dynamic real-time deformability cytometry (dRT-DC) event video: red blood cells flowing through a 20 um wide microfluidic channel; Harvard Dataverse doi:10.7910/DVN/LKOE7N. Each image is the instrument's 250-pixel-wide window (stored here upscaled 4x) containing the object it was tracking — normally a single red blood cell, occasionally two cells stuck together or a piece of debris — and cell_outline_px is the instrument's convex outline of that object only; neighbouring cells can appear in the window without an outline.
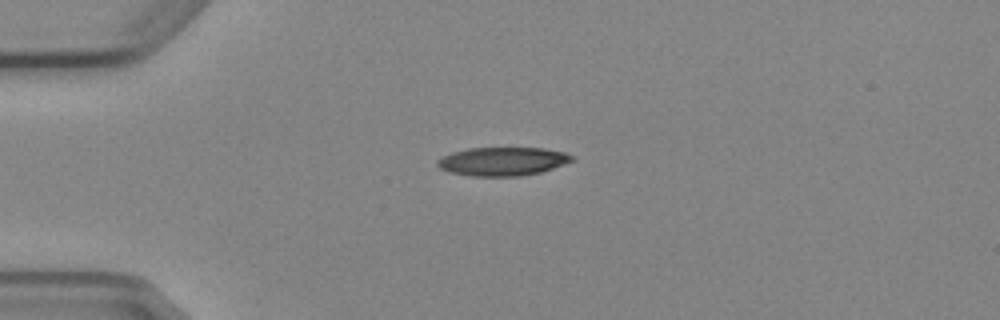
{"species": "Egyptian fruit bat (a non-hibernating species)", "species_latin": "Rousettus aegyptiacus", "temperature_condition": "cold", "stored_images_in_passage": 5, "camera_frame_rate_fps": 3000, "um_per_image_px": 0.085, "animal": {"sex": "female"}, "frame": {"image": 1, "passage_image": 1, "time_ms": 0.0, "image_size_px": [1000, 320], "cell_outline_px": [[576, 160], [540, 172], [520, 176], [468, 176], [448, 172], [440, 168], [436, 164], [436, 160], [452, 152], [468, 148], [544, 148], [564, 152], [572, 156]], "centroid_in_image_um": [42.7, 13.72], "position_along_channel_um": 42.3, "area_um2": 22.43}}
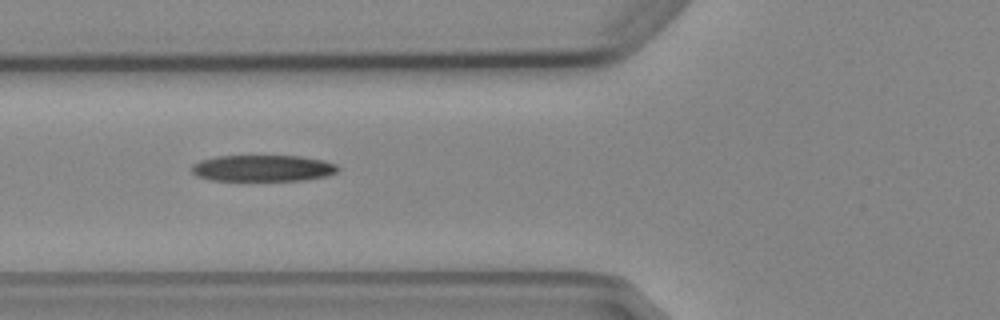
{"frame": {"image": 2, "passage_image": 3, "time_ms": 2.333, "image_size_px": [1000, 320], "cell_outline_px": [[340, 168], [336, 172], [328, 176], [304, 180], [212, 180], [196, 176], [192, 172], [192, 164], [200, 160], [216, 156], [300, 156], [324, 160], [336, 164]], "centroid_in_image_um": [22.35, 14.29], "position_along_channel_um": 103.4, "area_um2": 22.54}}